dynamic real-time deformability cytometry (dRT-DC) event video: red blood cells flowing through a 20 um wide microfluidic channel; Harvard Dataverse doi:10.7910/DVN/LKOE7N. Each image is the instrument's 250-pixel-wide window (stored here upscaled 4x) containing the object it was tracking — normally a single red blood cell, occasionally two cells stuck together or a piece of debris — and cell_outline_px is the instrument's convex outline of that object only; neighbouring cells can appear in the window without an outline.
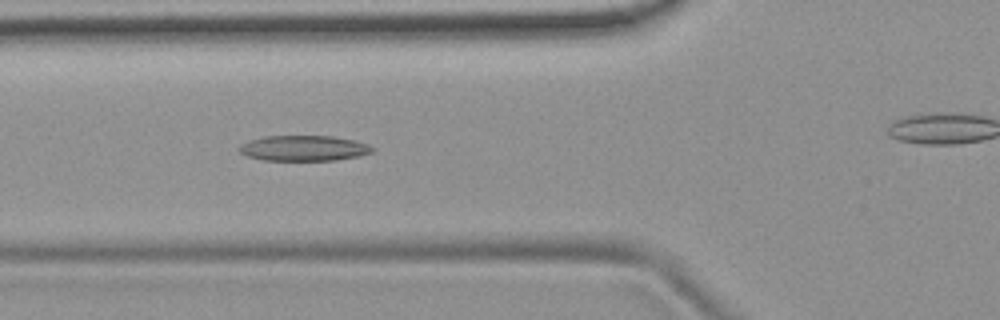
{"species": "common noctule bat (a hibernating species)", "species_latin": "Nyctalus noctula", "temperature_condition": "room temperature", "stored_images_in_passage": 43, "camera_frame_rate_fps": 3000, "um_per_image_px": 0.085, "animal": {"sex": "female", "body_mass_g": 19.9}, "frame": {"image": 1, "passage_image": 19, "time_ms": 6.0, "image_size_px": [1000, 320], "cell_outline_px": [[376, 148], [372, 152], [360, 156], [336, 160], [264, 160], [248, 156], [240, 152], [236, 148], [240, 144], [248, 140], [264, 136], [332, 136], [356, 140], [368, 144]], "centroid_in_image_um": [25.83, 12.59], "position_along_channel_um": 100.0, "area_um2": 19.94}}
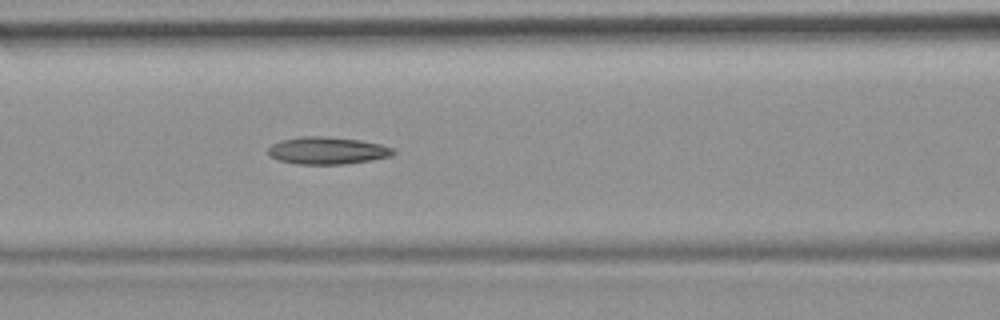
{"frame": {"image": 2, "passage_image": 22, "time_ms": 7.0, "image_size_px": [1000, 320], "cell_outline_px": [[396, 152], [392, 156], [372, 160], [344, 164], [296, 164], [276, 160], [268, 156], [268, 148], [272, 144], [280, 140], [304, 136], [324, 136], [360, 140], [380, 144], [392, 148]], "centroid_in_image_um": [27.79, 12.8], "position_along_channel_um": 138.8, "area_um2": 20.06}}
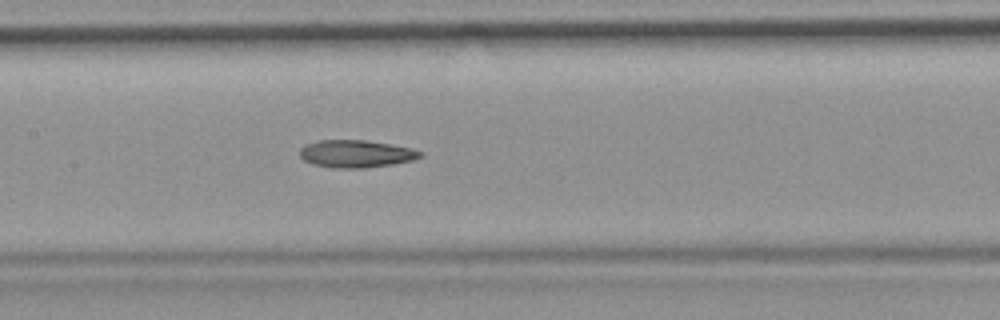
{"frame": {"image": 3, "passage_image": 25, "time_ms": 8.0, "image_size_px": [1000, 320], "cell_outline_px": [[424, 156], [412, 160], [392, 164], [364, 168], [332, 168], [312, 164], [304, 160], [300, 156], [300, 148], [308, 144], [320, 140], [364, 140], [388, 144], [408, 148], [420, 152]], "centroid_in_image_um": [30.22, 13.08], "position_along_channel_um": 177.2, "area_um2": 19.02}}